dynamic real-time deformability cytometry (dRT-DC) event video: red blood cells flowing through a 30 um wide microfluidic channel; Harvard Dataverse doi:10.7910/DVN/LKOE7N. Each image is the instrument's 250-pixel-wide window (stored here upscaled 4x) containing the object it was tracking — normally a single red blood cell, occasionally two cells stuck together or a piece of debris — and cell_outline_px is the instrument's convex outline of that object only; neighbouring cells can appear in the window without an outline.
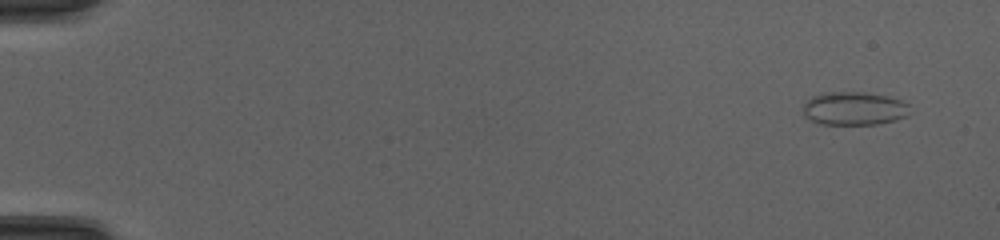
{"species": "common noctule bat (a hibernating species)", "species_latin": "Nyctalus noctula", "temperature_condition": "cold", "stored_images_in_passage": 51, "camera_frame_rate_fps": 3000, "um_per_image_px": 0.085, "animal": {"sex": "female", "body_mass_g": 20.0, "forearm_length_mm": 54.0}, "frame": {"image": 1, "passage_image": 4, "time_ms": 1.0, "image_size_px": [1000, 240], "cell_outline_px": [[908, 116], [896, 120], [876, 124], [820, 124], [804, 116], [804, 104], [812, 96], [824, 92], [864, 92], [888, 96], [900, 100], [908, 104]], "centroid_in_image_um": [72.6, 9.22], "position_along_channel_um": 12.4, "area_um2": 20.69}}
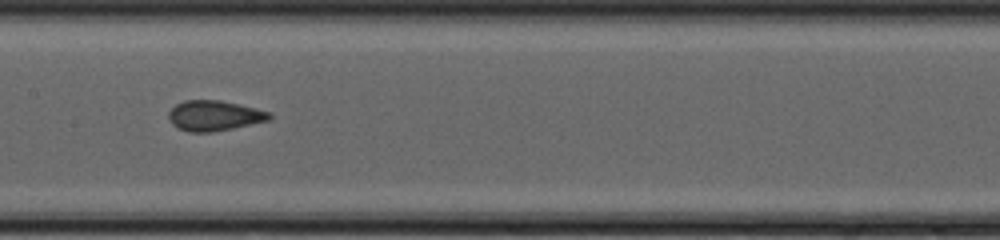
{"frame": {"image": 2, "passage_image": 28, "time_ms": 9.0, "image_size_px": [1000, 240], "cell_outline_px": [[272, 116], [268, 120], [232, 128], [212, 132], [188, 132], [176, 128], [172, 124], [168, 116], [168, 112], [176, 104], [184, 100], [220, 100], [272, 112]], "centroid_in_image_um": [18.18, 9.83], "position_along_channel_um": 189.2, "area_um2": 17.74}}
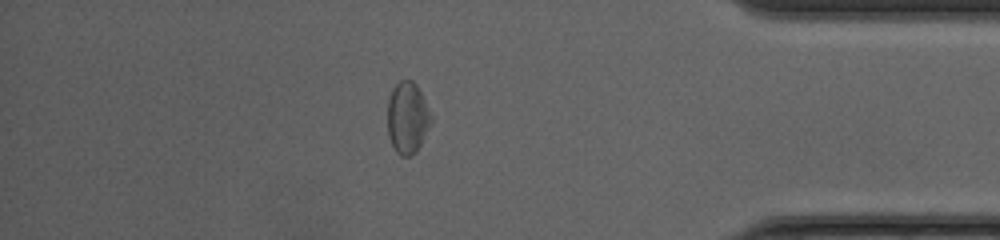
{"frame": {"image": 3, "passage_image": 45, "time_ms": 14.667, "image_size_px": [1000, 240], "cell_outline_px": [[432, 120], [416, 152], [412, 156], [400, 156], [396, 152], [388, 136], [388, 100], [392, 88], [400, 80], [412, 80], [416, 84], [432, 116]], "centroid_in_image_um": [34.62, 10.02], "position_along_channel_um": 400.6, "area_um2": 18.03}, "authors_computed_cell_mechanics": {"area_um2": 18.0336, "velocity_mm_per_s": 4.2084, "shape_relaxation_time_tau1_ms": 3.85, "shape_relaxation_time_tau2_ms": 1.2972, "deformation_change_tau1": 0.0732, "deformation_change_tau2": 0.0671}}